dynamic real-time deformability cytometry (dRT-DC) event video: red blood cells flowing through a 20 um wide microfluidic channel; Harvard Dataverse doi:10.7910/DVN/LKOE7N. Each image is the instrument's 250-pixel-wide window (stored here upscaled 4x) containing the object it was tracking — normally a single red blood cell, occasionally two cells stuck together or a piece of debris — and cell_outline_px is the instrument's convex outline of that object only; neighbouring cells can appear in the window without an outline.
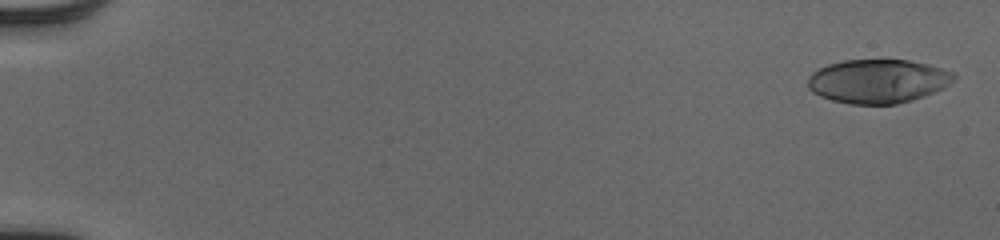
{"species": "human", "species_latin": "Homo sapiens", "temperature_condition": "cold", "stored_images_in_passage": 52, "camera_frame_rate_fps": 3000, "um_per_image_px": 0.085, "donor": {"sex": "male"}, "frame": {"image": 1, "passage_image": 2, "time_ms": 0.333, "image_size_px": [1000, 240], "cell_outline_px": [[956, 76], [944, 88], [924, 96], [912, 100], [896, 104], [848, 104], [832, 100], [820, 96], [812, 92], [808, 88], [808, 76], [812, 72], [828, 64], [844, 60], [908, 60], [928, 64], [956, 72]], "centroid_in_image_um": [74.62, 6.9], "position_along_channel_um": 10.4, "area_um2": 37.45}}
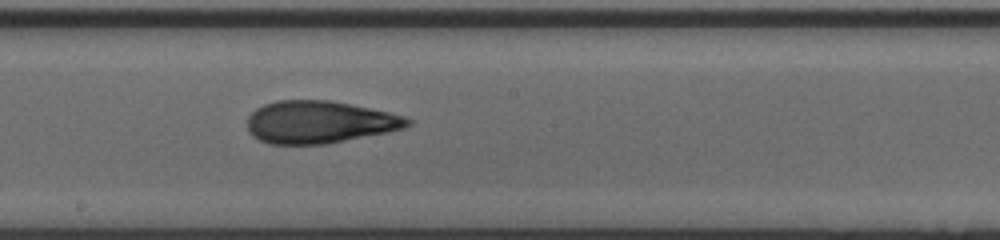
{"frame": {"image": 2, "passage_image": 31, "time_ms": 10.0, "image_size_px": [1000, 240], "cell_outline_px": [[412, 124], [404, 128], [388, 132], [324, 144], [272, 144], [260, 140], [252, 136], [248, 128], [248, 116], [256, 108], [264, 104], [276, 100], [332, 100], [388, 112], [404, 116], [412, 120]], "centroid_in_image_um": [27.15, 10.37], "position_along_channel_um": 221.1, "area_um2": 39.54}}
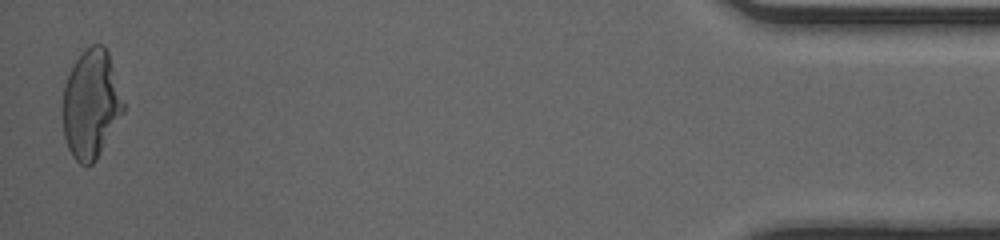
{"frame": {"image": 3, "passage_image": 52, "time_ms": 17.0, "image_size_px": [1000, 240], "cell_outline_px": [[124, 112], [96, 160], [92, 164], [80, 164], [72, 156], [68, 148], [64, 136], [64, 88], [72, 64], [84, 48], [92, 44], [104, 44], [108, 52], [124, 104]], "centroid_in_image_um": [7.74, 8.83], "position_along_channel_um": 427.5, "area_um2": 38.03}, "authors_computed_cell_mechanics": {"area_um2": 38.3792, "velocity_mm_per_s": 4.0667, "shape_relaxation_time_tau1_ms": 6.8696, "shape_relaxation_time_tau2_ms": 2.001, "deformation_change_tau1": 0.2361, "deformation_change_tau2": 0.1065}}